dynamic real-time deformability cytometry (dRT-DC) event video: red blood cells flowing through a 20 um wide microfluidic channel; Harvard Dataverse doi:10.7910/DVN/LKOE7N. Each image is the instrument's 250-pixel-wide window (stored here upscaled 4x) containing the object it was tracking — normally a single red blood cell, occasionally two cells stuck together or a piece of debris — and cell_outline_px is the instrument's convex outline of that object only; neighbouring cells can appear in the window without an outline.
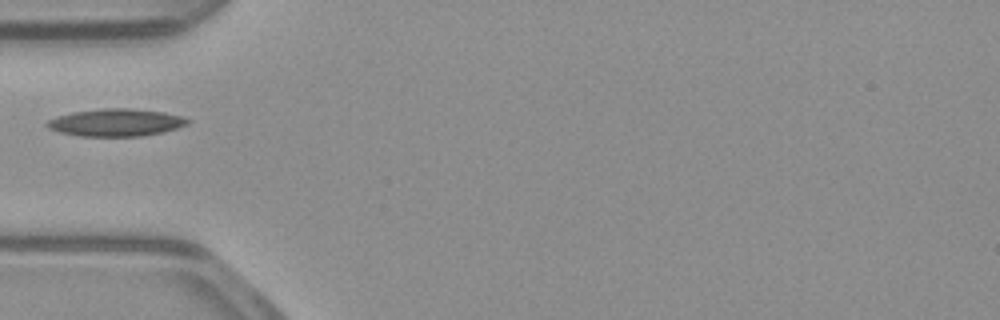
{"species": "common noctule bat (a hibernating species)", "species_latin": "Nyctalus noctula", "temperature_condition": "warm", "stored_images_in_passage": 21, "camera_frame_rate_fps": 3000, "um_per_image_px": 0.085, "animal": {"sex": "male", "body_mass_g": 23.1, "forearm_length_mm": 52.7}, "frame": {"image": 1, "passage_image": 1, "time_ms": 0.0, "image_size_px": [1000, 320], "cell_outline_px": [[192, 120], [188, 124], [176, 128], [160, 132], [140, 136], [80, 136], [60, 132], [48, 128], [44, 124], [48, 120], [56, 116], [72, 112], [100, 108], [132, 108], [164, 112], [184, 116]], "centroid_in_image_um": [9.85, 10.4], "position_along_channel_um": 75.1, "area_um2": 22.6}}
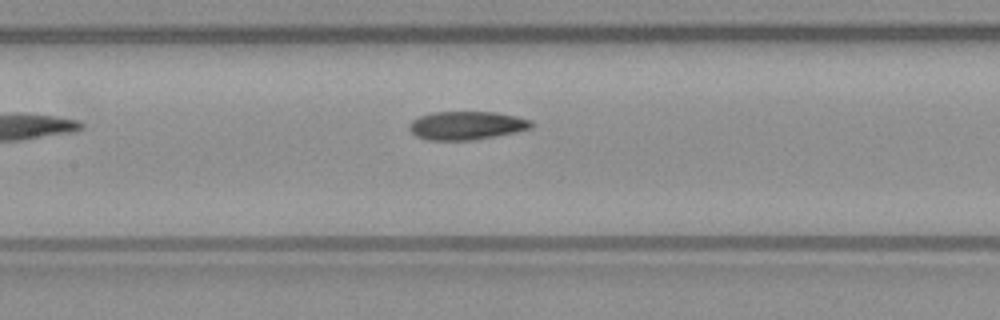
{"frame": {"image": 2, "passage_image": 8, "time_ms": 2.333, "image_size_px": [1000, 320], "cell_outline_px": [[536, 124], [532, 128], [516, 132], [472, 140], [428, 140], [416, 136], [408, 128], [408, 124], [412, 120], [420, 116], [432, 112], [496, 112], [516, 116], [532, 120]], "centroid_in_image_um": [39.68, 10.66], "position_along_channel_um": 167.7, "area_um2": 20.35}}
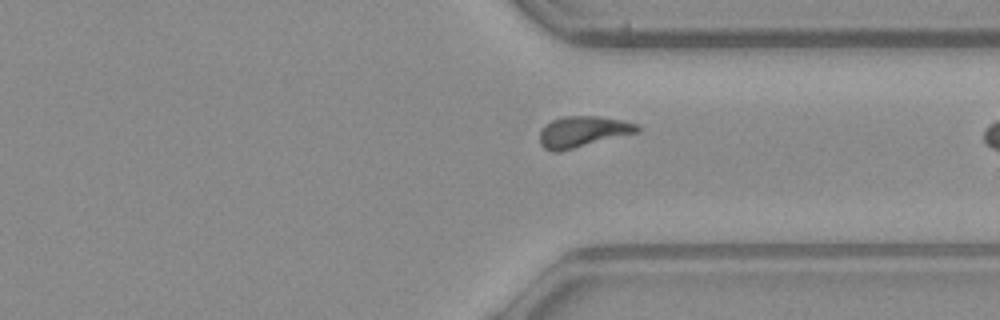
{"frame": {"image": 3, "passage_image": 20, "time_ms": 6.333, "image_size_px": [1000, 320], "cell_outline_px": [[640, 132], [560, 152], [552, 152], [544, 148], [540, 144], [540, 132], [544, 124], [552, 120], [564, 116], [600, 116], [624, 120], [640, 124]], "centroid_in_image_um": [49.57, 11.19], "position_along_channel_um": 361.8, "area_um2": 18.03}}